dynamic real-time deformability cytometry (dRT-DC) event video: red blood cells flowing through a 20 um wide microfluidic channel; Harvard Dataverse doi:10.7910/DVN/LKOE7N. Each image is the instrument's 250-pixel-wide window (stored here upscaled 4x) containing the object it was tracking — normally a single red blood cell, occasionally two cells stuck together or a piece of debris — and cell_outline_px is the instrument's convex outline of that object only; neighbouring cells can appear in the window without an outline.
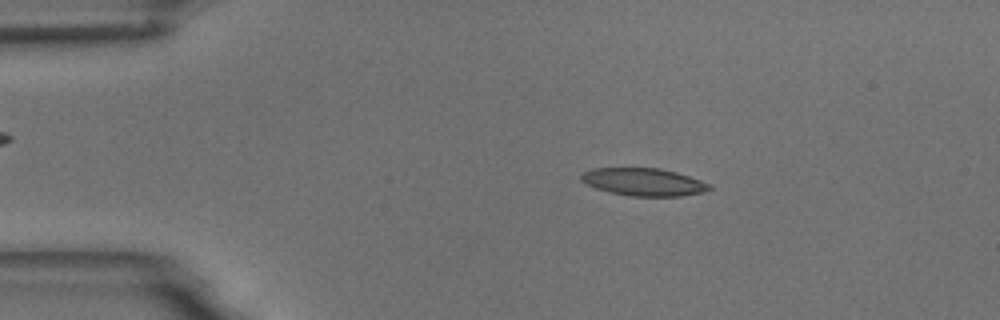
{"species": "common noctule bat (a hibernating species)", "species_latin": "Nyctalus noctula", "temperature_condition": "room temperature", "stored_images_in_passage": 47, "camera_frame_rate_fps": 3000, "um_per_image_px": 0.085, "animal": {"sex": "male", "body_mass_g": 18.8}, "frame": {"image": 1, "passage_image": 1, "time_ms": 0.0, "image_size_px": [1000, 320], "cell_outline_px": [[712, 188], [704, 192], [680, 196], [632, 196], [612, 192], [596, 188], [580, 180], [580, 176], [584, 172], [592, 168], [660, 168], [676, 172], [712, 184]], "centroid_in_image_um": [54.74, 15.46], "position_along_channel_um": 30.3, "area_um2": 20.52}}
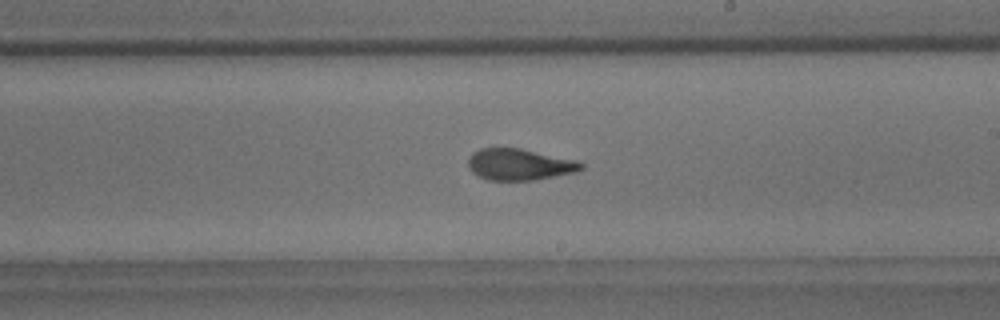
{"frame": {"image": 2, "passage_image": 23, "time_ms": 7.333, "image_size_px": [1000, 320], "cell_outline_px": [[584, 168], [576, 172], [532, 180], [488, 180], [476, 176], [468, 168], [468, 160], [472, 152], [480, 148], [520, 148], [576, 160], [584, 164]], "centroid_in_image_um": [44.12, 13.98], "position_along_channel_um": 244.9, "area_um2": 20.75}}
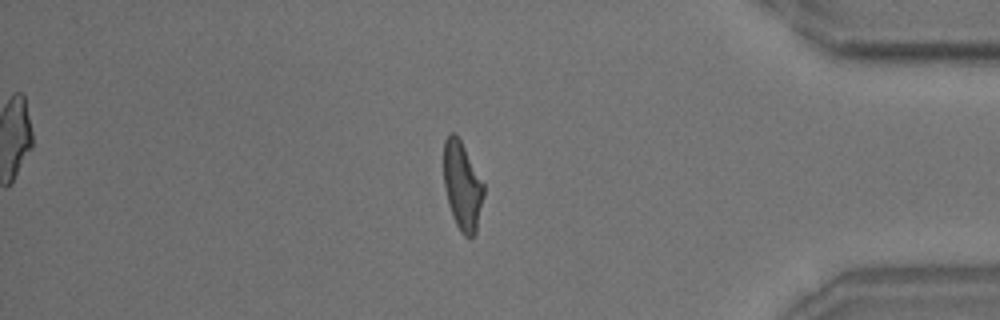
{"frame": {"image": 3, "passage_image": 38, "time_ms": 12.333, "image_size_px": [1000, 320], "cell_outline_px": [[484, 196], [476, 232], [472, 236], [464, 236], [460, 232], [452, 216], [448, 204], [444, 188], [444, 140], [448, 132], [456, 132], [484, 184]], "centroid_in_image_um": [39.28, 15.79], "position_along_channel_um": 395.9, "area_um2": 20.69}, "authors_computed_cell_mechanics": {"area_um2": 20.9236, "velocity_mm_per_s": 3.6221, "shape_relaxation_time_tau1_ms": 4.6427, "shape_relaxation_time_tau2_ms": 1.8773, "deformation_change_tau1": 0.1848, "deformation_change_tau2": 0.0906}}